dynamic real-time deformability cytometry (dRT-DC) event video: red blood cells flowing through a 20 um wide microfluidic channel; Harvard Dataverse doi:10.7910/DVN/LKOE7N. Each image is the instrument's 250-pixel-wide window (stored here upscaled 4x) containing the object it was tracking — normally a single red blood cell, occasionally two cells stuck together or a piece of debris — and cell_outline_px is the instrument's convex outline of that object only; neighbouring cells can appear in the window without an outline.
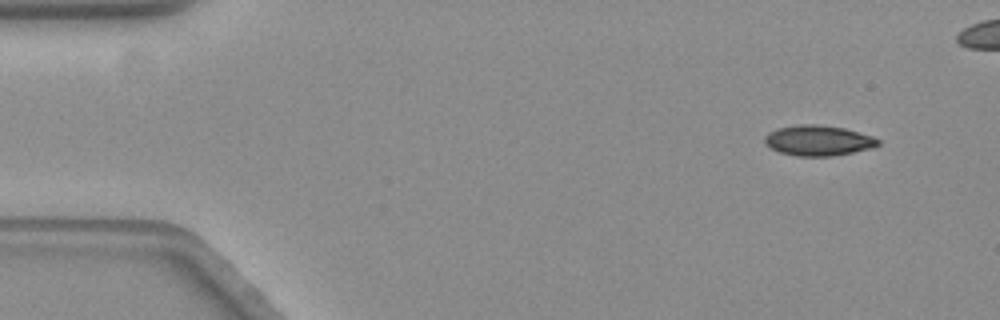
{"species": "common noctule bat (a hibernating species)", "species_latin": "Nyctalus noctula", "temperature_condition": "warm", "stored_images_in_passage": 52, "camera_frame_rate_fps": 3000, "um_per_image_px": 0.085, "animal": {"sex": "female", "body_mass_g": 19.3, "forearm_length_mm": 54.1}, "frame": {"image": 1, "passage_image": 4, "time_ms": 1.0, "image_size_px": [1000, 320], "cell_outline_px": [[880, 144], [872, 148], [832, 156], [796, 156], [780, 152], [768, 148], [764, 144], [764, 136], [780, 128], [804, 124], [812, 124], [844, 128], [872, 136], [880, 140]], "centroid_in_image_um": [69.55, 11.96], "position_along_channel_um": 15.5, "area_um2": 19.88}}
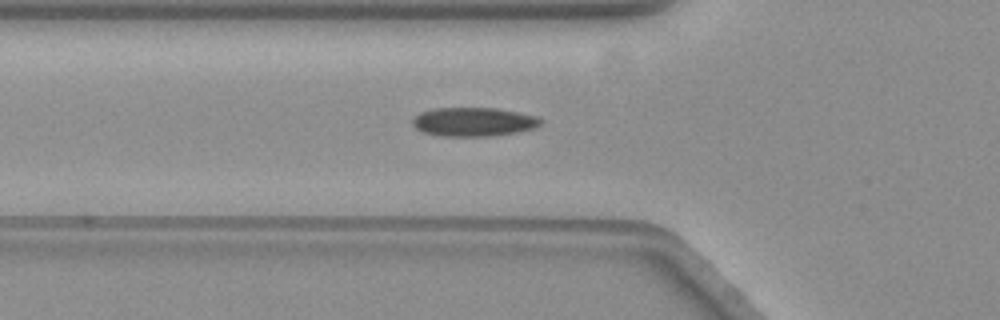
{"frame": {"image": 2, "passage_image": 19, "time_ms": 6.0, "image_size_px": [1000, 320], "cell_outline_px": [[544, 124], [536, 128], [516, 132], [492, 136], [440, 136], [424, 132], [416, 128], [412, 124], [412, 120], [420, 112], [432, 108], [496, 108], [536, 116], [544, 120]], "centroid_in_image_um": [40.28, 10.36], "position_along_channel_um": 85.5, "area_um2": 21.68}}
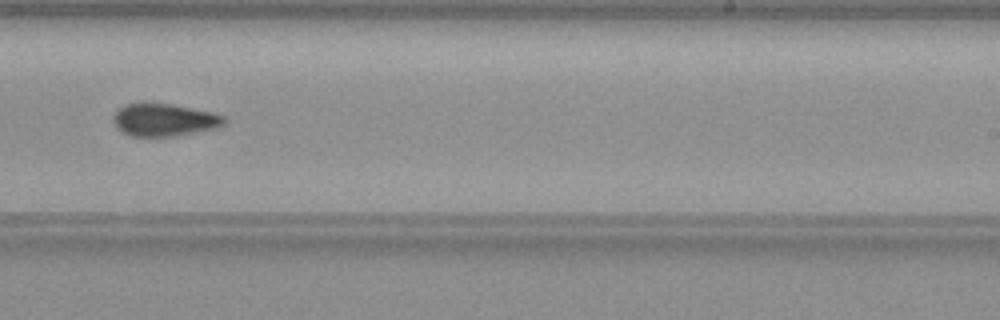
{"frame": {"image": 3, "passage_image": 35, "time_ms": 11.333, "image_size_px": [1000, 320], "cell_outline_px": [[224, 124], [220, 128], [176, 136], [128, 136], [116, 128], [112, 120], [112, 116], [116, 108], [124, 104], [172, 104], [212, 112], [224, 116]], "centroid_in_image_um": [13.93, 10.2], "position_along_channel_um": 275.1, "area_um2": 21.27}}